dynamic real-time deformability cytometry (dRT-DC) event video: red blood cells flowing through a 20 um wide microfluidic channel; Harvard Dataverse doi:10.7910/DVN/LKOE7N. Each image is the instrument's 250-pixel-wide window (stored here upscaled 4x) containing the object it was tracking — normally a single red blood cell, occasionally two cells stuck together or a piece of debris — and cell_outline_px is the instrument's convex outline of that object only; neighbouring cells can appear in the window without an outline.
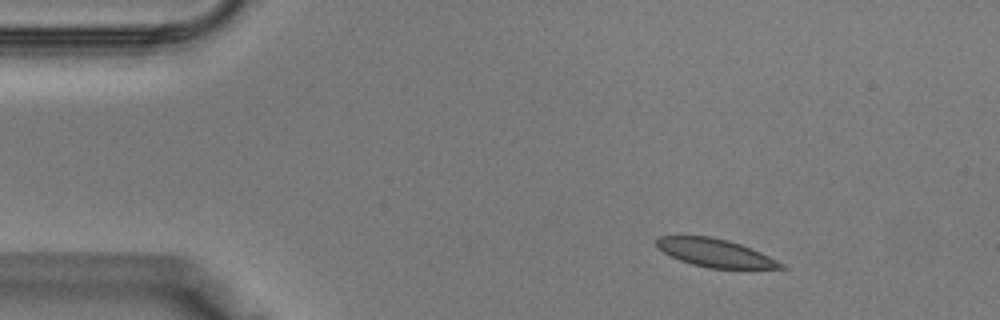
{"species": "Egyptian fruit bat (a non-hibernating species)", "species_latin": "Rousettus aegyptiacus", "temperature_condition": "warm", "stored_images_in_passage": 37, "camera_frame_rate_fps": 3000, "um_per_image_px": 0.085, "animal": {"sex": "male"}, "frame": {"image": 1, "passage_image": 4, "time_ms": 1.0, "image_size_px": [1000, 320], "cell_outline_px": [[788, 268], [708, 268], [692, 264], [680, 260], [664, 252], [656, 244], [656, 240], [660, 236], [708, 236], [728, 240], [740, 244], [760, 252], [784, 264]], "centroid_in_image_um": [60.79, 21.49], "position_along_channel_um": 24.2, "area_um2": 19.94}}
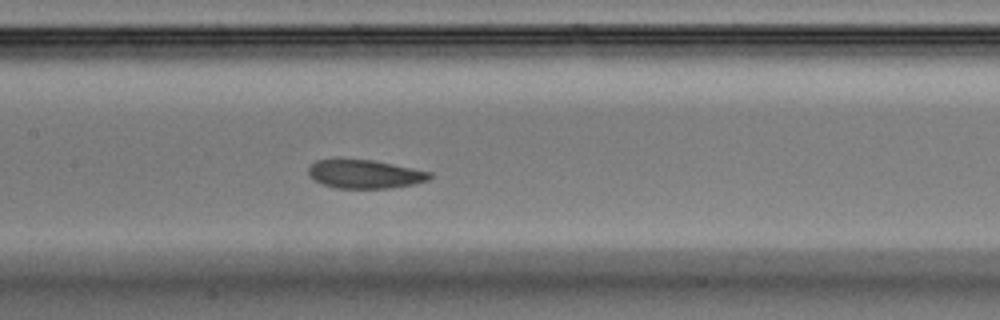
{"frame": {"image": 2, "passage_image": 17, "time_ms": 5.333, "image_size_px": [1000, 320], "cell_outline_px": [[432, 176], [428, 180], [412, 184], [388, 188], [336, 188], [324, 184], [316, 180], [308, 172], [308, 168], [316, 160], [340, 156], [372, 160], [432, 172]], "centroid_in_image_um": [30.97, 14.75], "position_along_channel_um": 176.4, "area_um2": 20.52}}
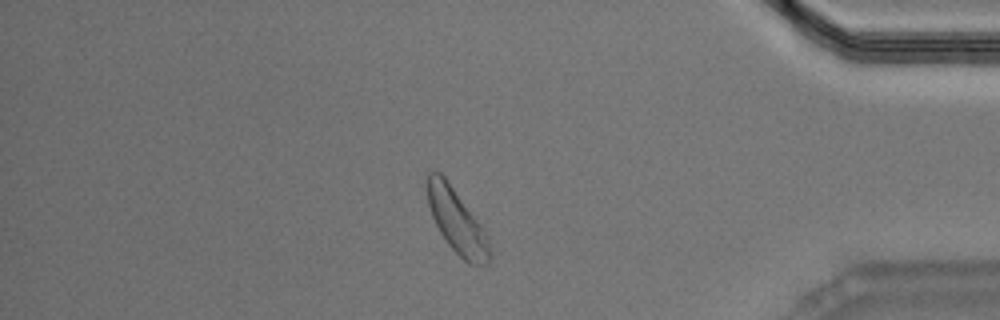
{"frame": {"image": 3, "passage_image": 32, "time_ms": 10.333, "image_size_px": [1000, 320], "cell_outline_px": [[492, 256], [488, 264], [468, 264], [448, 244], [440, 232], [432, 216], [428, 204], [428, 172], [440, 172], [444, 176], [480, 224], [488, 240], [492, 252]], "centroid_in_image_um": [38.85, 18.85], "position_along_channel_um": 396.4, "area_um2": 22.66}}